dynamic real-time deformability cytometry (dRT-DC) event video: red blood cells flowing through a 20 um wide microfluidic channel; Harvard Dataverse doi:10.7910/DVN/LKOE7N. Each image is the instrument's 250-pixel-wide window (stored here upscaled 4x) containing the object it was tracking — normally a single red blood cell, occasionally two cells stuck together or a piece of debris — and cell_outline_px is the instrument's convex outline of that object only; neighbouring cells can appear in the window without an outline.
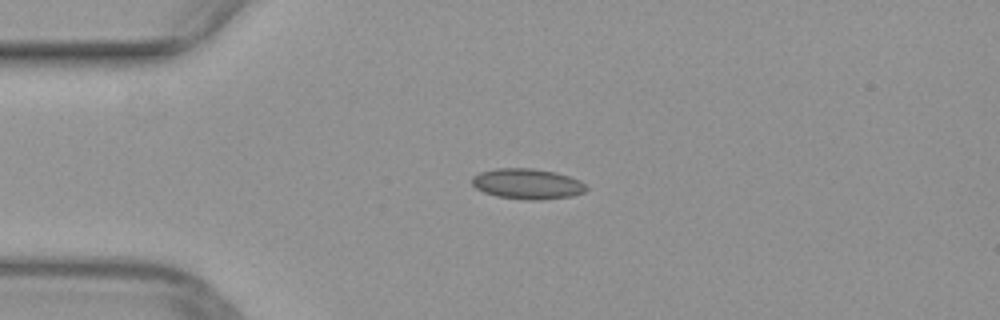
{"species": "common noctule bat (a hibernating species)", "species_latin": "Nyctalus noctula", "temperature_condition": "warm", "stored_images_in_passage": 39, "camera_frame_rate_fps": 3000, "um_per_image_px": 0.085, "animal": {"sex": "female", "body_mass_g": 29.2, "forearm_length_mm": 56.3}, "frame": {"image": 1, "passage_image": 1, "time_ms": 0.0, "image_size_px": [1000, 320], "cell_outline_px": [[588, 188], [584, 192], [572, 196], [540, 200], [524, 200], [496, 196], [484, 192], [476, 188], [472, 184], [472, 176], [480, 172], [496, 168], [532, 168], [556, 172], [580, 180]], "centroid_in_image_um": [44.82, 15.63], "position_along_channel_um": 40.2, "area_um2": 20.4}}
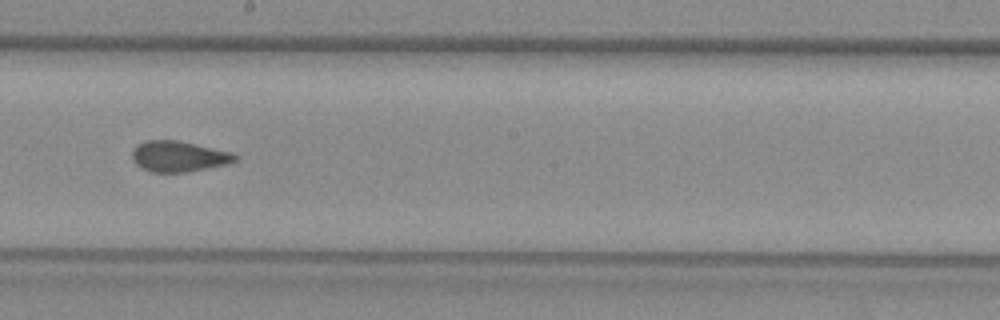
{"frame": {"image": 2, "passage_image": 17, "time_ms": 5.333, "image_size_px": [1000, 320], "cell_outline_px": [[236, 160], [228, 164], [188, 172], [152, 172], [140, 168], [132, 160], [132, 152], [136, 144], [148, 140], [176, 140], [232, 152], [236, 156]], "centroid_in_image_um": [15.15, 13.3], "position_along_channel_um": 233.0, "area_um2": 18.44}}
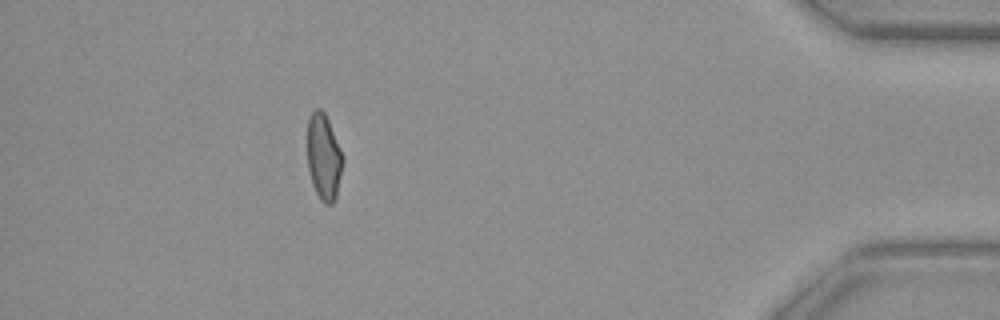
{"frame": {"image": 3, "passage_image": 34, "time_ms": 11.0, "image_size_px": [1000, 320], "cell_outline_px": [[344, 160], [336, 200], [332, 204], [324, 204], [320, 200], [312, 184], [308, 168], [308, 116], [316, 108], [320, 108], [324, 112], [328, 120], [344, 156]], "centroid_in_image_um": [27.53, 13.37], "position_along_channel_um": 407.7, "area_um2": 17.98}}